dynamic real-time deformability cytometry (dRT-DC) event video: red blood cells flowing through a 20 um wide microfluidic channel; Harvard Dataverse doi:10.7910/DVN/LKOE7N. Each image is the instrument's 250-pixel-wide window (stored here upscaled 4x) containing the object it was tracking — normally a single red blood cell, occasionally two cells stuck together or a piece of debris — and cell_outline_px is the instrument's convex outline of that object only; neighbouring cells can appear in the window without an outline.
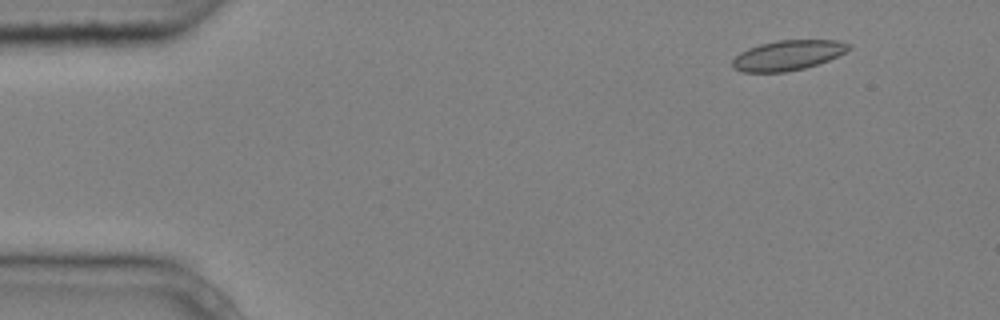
{"species": "common noctule bat (a hibernating species)", "species_latin": "Nyctalus noctula", "temperature_condition": "cold", "stored_images_in_passage": 5, "camera_frame_rate_fps": 3000, "um_per_image_px": 0.085, "animal": {"sex": "male", "body_mass_g": 20.4}, "frame": {"image": 1, "passage_image": 1, "time_ms": 0.0, "image_size_px": [1000, 320], "cell_outline_px": [[852, 48], [828, 60], [804, 68], [784, 72], [744, 72], [732, 68], [732, 60], [740, 52], [748, 48], [760, 44], [776, 40], [836, 40], [848, 44]], "centroid_in_image_um": [66.92, 4.7], "position_along_channel_um": 18.1, "area_um2": 20.17}}
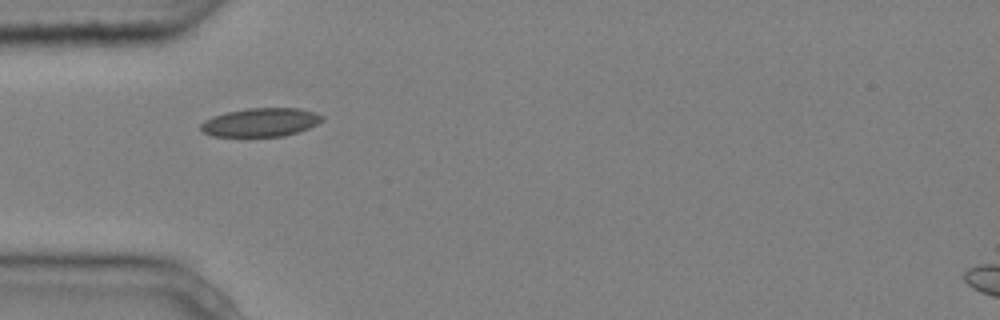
{"frame": {"image": 2, "passage_image": 4, "time_ms": 1.0, "image_size_px": [1000, 320], "cell_outline_px": [[324, 120], [308, 128], [284, 136], [212, 136], [204, 132], [200, 128], [200, 124], [204, 120], [212, 116], [228, 112], [248, 108], [300, 108], [316, 112], [324, 116]], "centroid_in_image_um": [22.17, 10.39], "position_along_channel_um": 62.8, "area_um2": 20.17}}
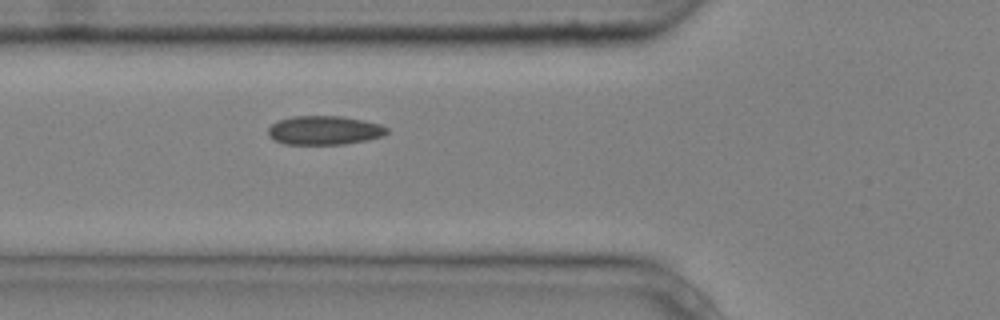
{"frame": {"image": 3, "passage_image": 5, "time_ms": 1.333, "image_size_px": [1000, 320], "cell_outline_px": [[388, 132], [384, 136], [368, 140], [344, 144], [284, 144], [268, 136], [268, 128], [276, 120], [292, 116], [340, 116], [364, 120], [380, 124], [388, 128]], "centroid_in_image_um": [27.57, 11.07], "position_along_channel_um": 98.2, "area_um2": 20.17}}